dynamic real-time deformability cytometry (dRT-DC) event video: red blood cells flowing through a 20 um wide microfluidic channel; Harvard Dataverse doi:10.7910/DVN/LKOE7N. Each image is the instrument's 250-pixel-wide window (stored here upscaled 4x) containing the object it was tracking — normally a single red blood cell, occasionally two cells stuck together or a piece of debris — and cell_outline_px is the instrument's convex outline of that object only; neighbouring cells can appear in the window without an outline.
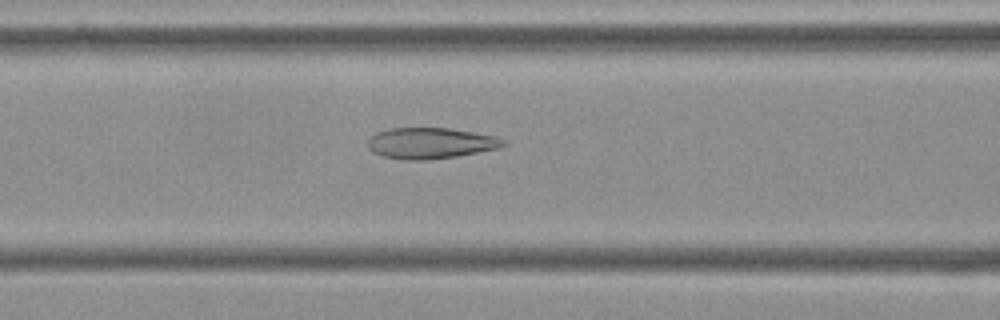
{"species": "Egyptian fruit bat (a non-hibernating species)", "species_latin": "Rousettus aegyptiacus", "temperature_condition": "cold", "stored_images_in_passage": 54, "camera_frame_rate_fps": 3000, "um_per_image_px": 0.085, "frame": {"image": 1, "passage_image": 22, "time_ms": 7.0, "image_size_px": [1000, 320], "cell_outline_px": [[508, 144], [500, 148], [456, 156], [428, 160], [404, 160], [384, 156], [372, 152], [368, 148], [368, 140], [376, 132], [388, 128], [448, 128], [496, 136], [504, 140]], "centroid_in_image_um": [36.59, 12.17], "position_along_channel_um": 130.0, "area_um2": 24.51}}
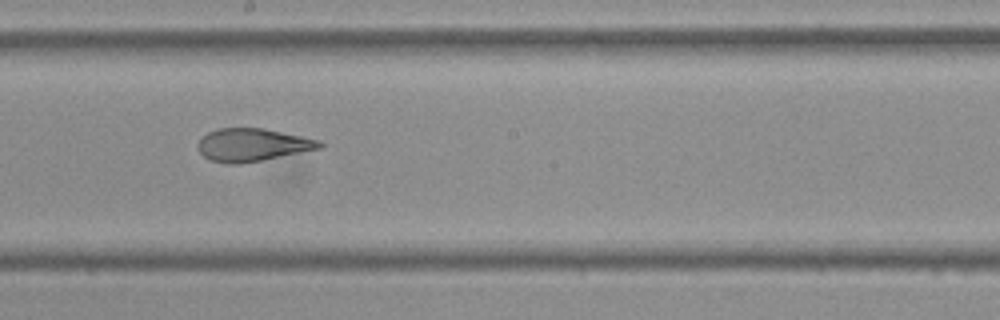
{"frame": {"image": 2, "passage_image": 30, "time_ms": 9.667, "image_size_px": [1000, 320], "cell_outline_px": [[324, 148], [240, 164], [228, 164], [212, 160], [204, 156], [196, 148], [196, 144], [208, 132], [216, 128], [264, 128], [320, 140], [324, 144]], "centroid_in_image_um": [21.47, 12.31], "position_along_channel_um": 226.7, "area_um2": 23.35}}
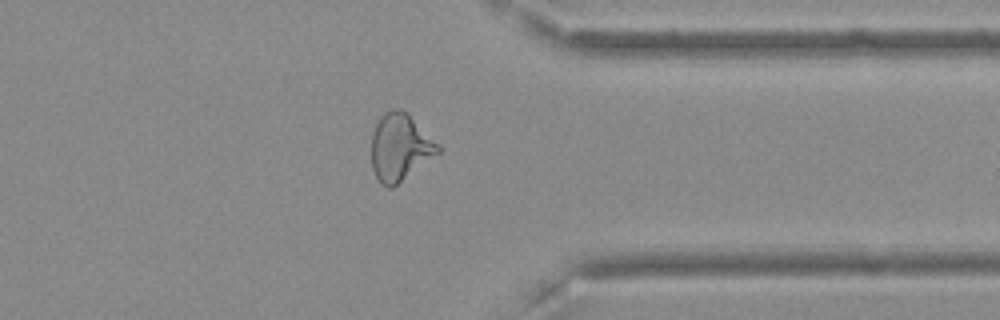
{"frame": {"image": 3, "passage_image": 43, "time_ms": 14.0, "image_size_px": [1000, 320], "cell_outline_px": [[440, 152], [392, 188], [388, 188], [380, 184], [372, 168], [372, 132], [380, 116], [384, 112], [392, 108], [400, 108], [440, 148]], "centroid_in_image_um": [33.93, 12.55], "position_along_channel_um": 377.5, "area_um2": 25.26}, "authors_computed_cell_mechanics": {"area_um2": 26.2123, "velocity_mm_per_s": 3.625, "shape_relaxation_time_tau1_ms": null, "shape_relaxation_time_tau2_ms": 1.2579, "deformation_change_tau1": null, "deformation_change_tau2": 0.0935}}